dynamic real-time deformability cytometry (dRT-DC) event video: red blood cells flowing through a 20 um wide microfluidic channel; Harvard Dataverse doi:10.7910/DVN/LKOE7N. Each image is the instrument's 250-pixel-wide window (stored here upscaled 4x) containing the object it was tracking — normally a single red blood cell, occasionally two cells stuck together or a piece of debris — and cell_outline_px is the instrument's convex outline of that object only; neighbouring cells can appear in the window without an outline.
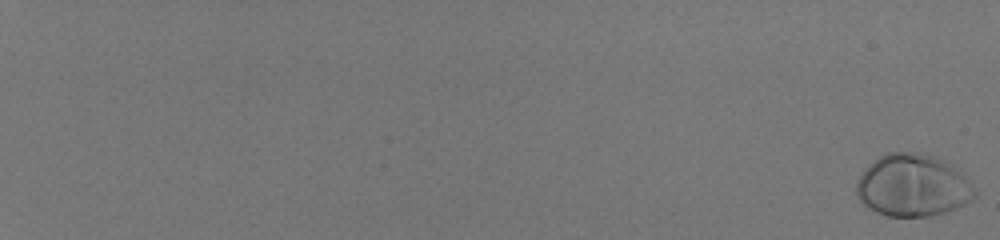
{"species": "human", "species_latin": "Homo sapiens", "temperature_condition": "room temperature", "stored_images_in_passage": 58, "camera_frame_rate_fps": 3000, "um_per_image_px": 0.085, "donor": {"sex": "male"}, "frame": {"image": 1, "passage_image": 1, "time_ms": 0.0, "image_size_px": [1000, 240], "cell_outline_px": [[980, 192], [972, 200], [956, 208], [944, 212], [928, 216], [888, 216], [876, 212], [864, 204], [856, 196], [856, 184], [860, 176], [880, 156], [888, 152], [912, 152], [936, 156], [944, 160]], "centroid_in_image_um": [77.6, 15.78], "position_along_channel_um": 7.4, "area_um2": 42.37}}
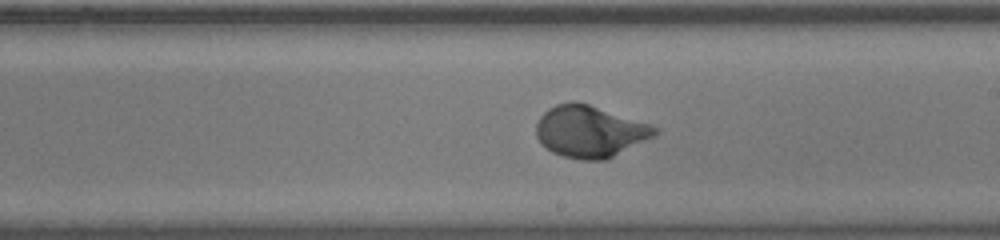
{"frame": {"image": 2, "passage_image": 40, "time_ms": 13.0, "image_size_px": [1000, 240], "cell_outline_px": [[660, 132], [656, 136], [604, 160], [580, 160], [564, 156], [552, 152], [536, 136], [536, 124], [540, 116], [548, 108], [556, 104], [572, 100], [588, 104], [660, 128]], "centroid_in_image_um": [50.14, 11.17], "position_along_channel_um": 238.9, "area_um2": 35.49}}
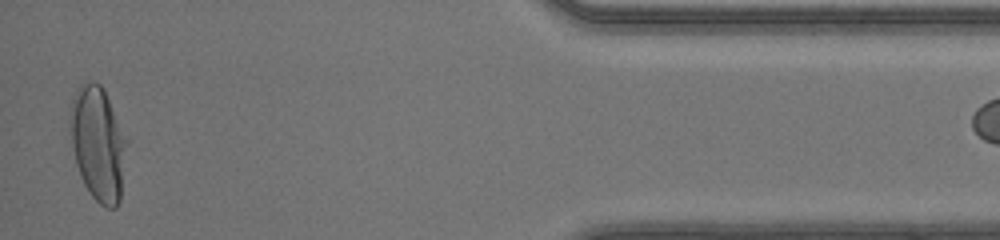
{"frame": {"image": 3, "passage_image": 57, "time_ms": 18.667, "image_size_px": [1000, 240], "cell_outline_px": [[128, 140], [120, 200], [116, 208], [104, 208], [92, 196], [84, 184], [80, 176], [76, 164], [72, 144], [68, 116], [68, 112], [76, 88], [84, 80], [92, 80], [100, 84]], "centroid_in_image_um": [8.31, 12.19], "position_along_channel_um": 426.9, "area_um2": 37.92}}